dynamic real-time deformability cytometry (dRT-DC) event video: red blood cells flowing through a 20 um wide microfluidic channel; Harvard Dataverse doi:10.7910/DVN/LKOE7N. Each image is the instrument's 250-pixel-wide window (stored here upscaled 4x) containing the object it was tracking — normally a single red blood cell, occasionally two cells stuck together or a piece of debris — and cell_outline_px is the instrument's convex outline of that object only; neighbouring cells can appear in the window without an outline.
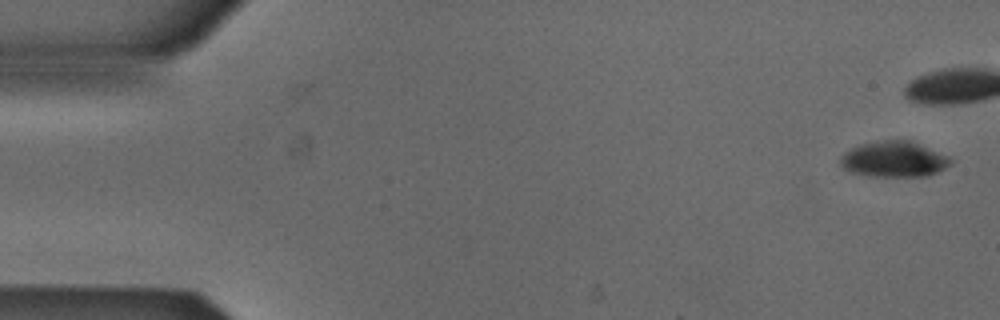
{"species": "Egyptian fruit bat (a non-hibernating species)", "species_latin": "Rousettus aegyptiacus", "temperature_condition": "cold", "stored_images_in_passage": 11, "camera_frame_rate_fps": 3000, "um_per_image_px": 0.085, "animal": {"sex": "male"}, "frame": {"image": 1, "passage_image": 1, "time_ms": 0.0, "image_size_px": [1000, 320], "cell_outline_px": [[952, 164], [928, 176], [868, 176], [852, 172], [844, 168], [840, 164], [840, 156], [844, 152], [860, 144], [876, 140], [908, 140], [948, 156], [952, 160]], "centroid_in_image_um": [75.95, 13.53], "position_along_channel_um": 9.0, "area_um2": 22.83}}